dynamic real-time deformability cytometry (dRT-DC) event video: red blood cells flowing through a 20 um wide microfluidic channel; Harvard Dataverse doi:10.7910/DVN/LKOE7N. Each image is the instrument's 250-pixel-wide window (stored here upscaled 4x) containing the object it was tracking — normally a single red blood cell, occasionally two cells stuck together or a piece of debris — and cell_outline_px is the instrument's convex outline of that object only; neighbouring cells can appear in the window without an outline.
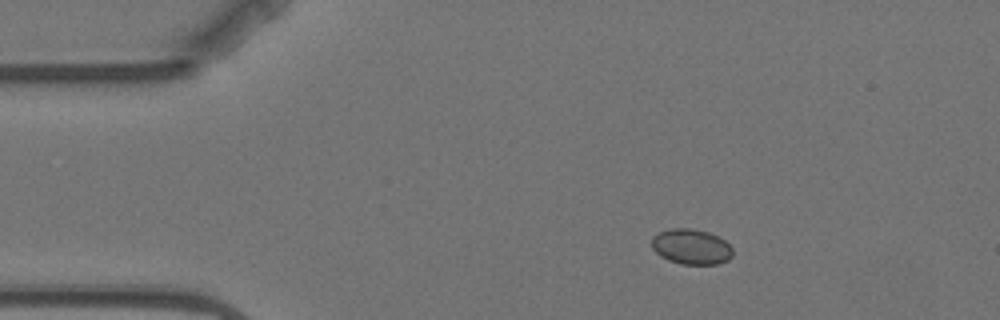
{"species": "Egyptian fruit bat (a non-hibernating species)", "species_latin": "Rousettus aegyptiacus", "temperature_condition": "warm", "stored_images_in_passage": 3, "camera_frame_rate_fps": 3000, "um_per_image_px": 0.085, "animal": {"sex": "female"}, "frame": {"image": 1, "passage_image": 1, "time_ms": 0.0, "image_size_px": [1000, 320], "cell_outline_px": [[732, 256], [728, 260], [720, 264], [680, 264], [668, 260], [660, 256], [652, 248], [652, 236], [660, 232], [672, 228], [692, 228], [708, 232], [720, 236], [732, 248]], "centroid_in_image_um": [58.76, 20.97], "position_along_channel_um": 26.2, "area_um2": 16.82}}
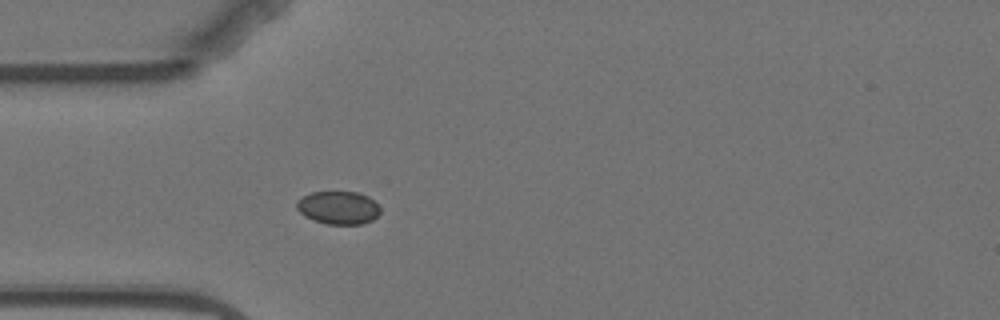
{"frame": {"image": 2, "passage_image": 3, "time_ms": 2.333, "image_size_px": [1000, 320], "cell_outline_px": [[380, 212], [372, 220], [364, 224], [328, 224], [312, 220], [304, 216], [296, 208], [296, 200], [312, 192], [360, 192], [368, 196], [380, 208]], "centroid_in_image_um": [28.74, 17.65], "position_along_channel_um": 56.3, "area_um2": 16.13}}